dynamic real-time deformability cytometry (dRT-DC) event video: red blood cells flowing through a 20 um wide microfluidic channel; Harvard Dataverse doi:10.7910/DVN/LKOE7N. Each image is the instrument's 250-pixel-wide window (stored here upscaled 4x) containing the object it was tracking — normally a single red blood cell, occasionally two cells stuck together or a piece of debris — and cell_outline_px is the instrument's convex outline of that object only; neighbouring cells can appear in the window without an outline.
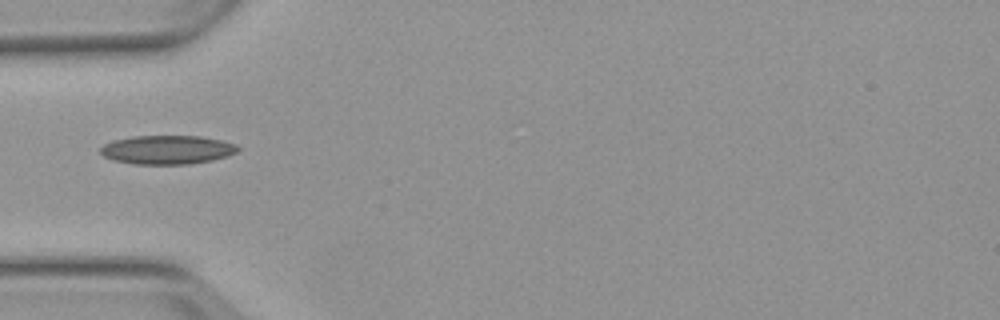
{"species": "Egyptian fruit bat (a non-hibernating species)", "species_latin": "Rousettus aegyptiacus", "temperature_condition": "warm", "stored_images_in_passage": 5, "camera_frame_rate_fps": 3000, "um_per_image_px": 0.085, "animal": {"sex": "female"}, "frame": {"image": 1, "passage_image": 4, "time_ms": 4.333, "image_size_px": [1000, 320], "cell_outline_px": [[240, 148], [236, 152], [228, 156], [212, 160], [188, 164], [136, 164], [112, 160], [104, 156], [100, 152], [100, 148], [104, 144], [112, 140], [132, 136], [200, 136], [220, 140], [236, 144]], "centroid_in_image_um": [14.2, 12.72], "position_along_channel_um": 70.8, "area_um2": 23.12}}
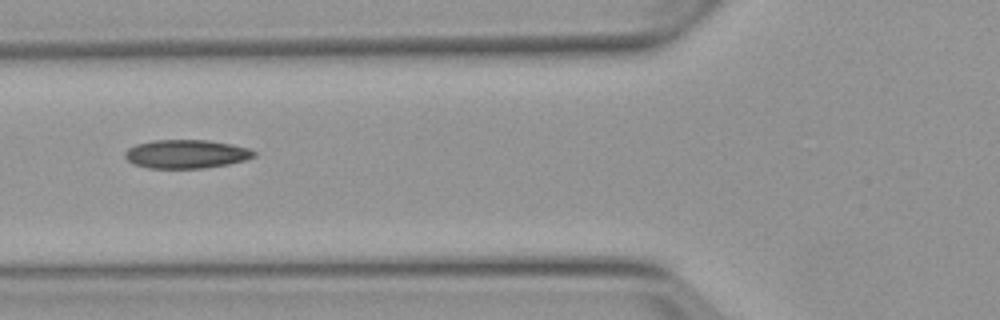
{"frame": {"image": 2, "passage_image": 5, "time_ms": 5.333, "image_size_px": [1000, 320], "cell_outline_px": [[256, 156], [244, 160], [228, 164], [200, 168], [148, 168], [132, 164], [124, 156], [124, 152], [128, 148], [136, 144], [152, 140], [208, 140], [232, 144], [248, 148], [256, 152]], "centroid_in_image_um": [15.8, 13.08], "position_along_channel_um": 110.0, "area_um2": 21.56}}